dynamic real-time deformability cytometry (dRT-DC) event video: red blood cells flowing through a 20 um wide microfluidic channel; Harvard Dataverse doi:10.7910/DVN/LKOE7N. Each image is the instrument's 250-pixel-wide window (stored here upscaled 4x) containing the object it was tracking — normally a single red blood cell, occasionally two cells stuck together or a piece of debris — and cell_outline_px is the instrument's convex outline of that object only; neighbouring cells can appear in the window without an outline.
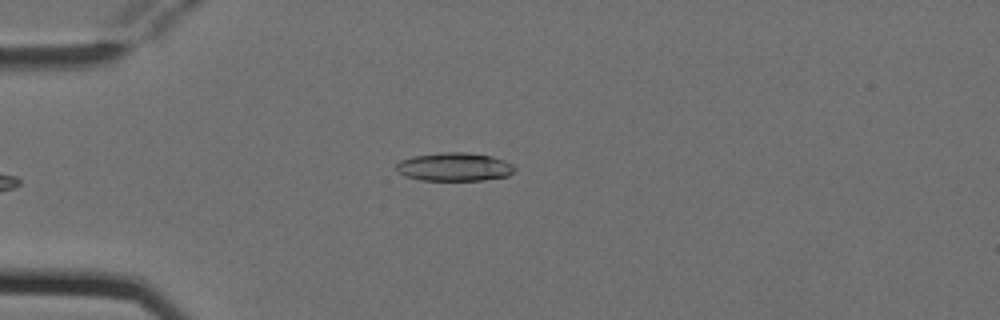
{"species": "Egyptian fruit bat (a non-hibernating species)", "species_latin": "Rousettus aegyptiacus", "temperature_condition": "cold", "stored_images_in_passage": 6, "camera_frame_rate_fps": 3000, "um_per_image_px": 0.085, "animal": {"sex": "female"}, "frame": {"image": 1, "passage_image": 6, "time_ms": 1.667, "image_size_px": [1000, 320], "cell_outline_px": [[516, 168], [508, 176], [484, 180], [420, 180], [404, 176], [396, 172], [396, 164], [400, 160], [416, 156], [440, 152], [468, 152], [492, 156], [504, 160], [512, 164]], "centroid_in_image_um": [38.61, 14.18], "position_along_channel_um": 46.4, "area_um2": 19.71}}